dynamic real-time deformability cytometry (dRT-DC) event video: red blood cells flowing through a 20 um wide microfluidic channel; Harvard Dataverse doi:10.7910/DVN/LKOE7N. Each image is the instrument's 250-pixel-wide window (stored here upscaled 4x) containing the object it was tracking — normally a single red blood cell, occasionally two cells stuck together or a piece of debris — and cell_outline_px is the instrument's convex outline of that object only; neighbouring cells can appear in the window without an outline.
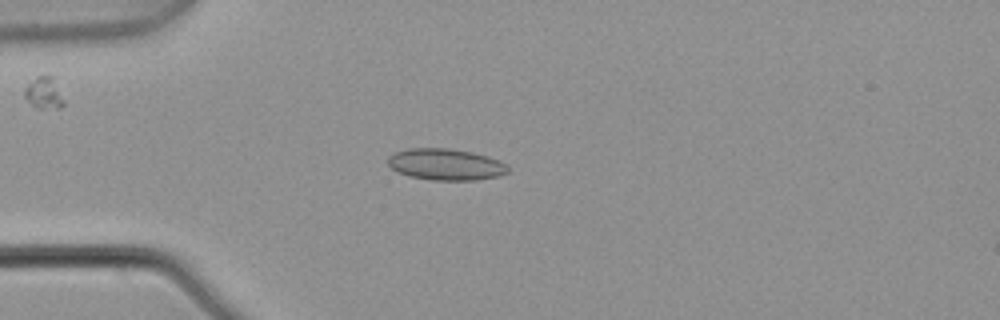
{"species": "common noctule bat (a hibernating species)", "species_latin": "Nyctalus noctula", "temperature_condition": "warm", "stored_images_in_passage": 4, "camera_frame_rate_fps": 3000, "um_per_image_px": 0.085, "animal": {"sex": "male", "body_mass_g": 21.5, "forearm_length_mm": 52.0}, "frame": {"image": 1, "passage_image": 4, "time_ms": 1.0, "image_size_px": [1000, 320], "cell_outline_px": [[508, 172], [500, 176], [476, 180], [432, 180], [408, 176], [392, 168], [388, 164], [388, 156], [396, 152], [408, 148], [448, 148], [472, 152], [488, 156], [504, 164], [508, 168]], "centroid_in_image_um": [37.87, 13.98], "position_along_channel_um": 47.1, "area_um2": 21.91}}